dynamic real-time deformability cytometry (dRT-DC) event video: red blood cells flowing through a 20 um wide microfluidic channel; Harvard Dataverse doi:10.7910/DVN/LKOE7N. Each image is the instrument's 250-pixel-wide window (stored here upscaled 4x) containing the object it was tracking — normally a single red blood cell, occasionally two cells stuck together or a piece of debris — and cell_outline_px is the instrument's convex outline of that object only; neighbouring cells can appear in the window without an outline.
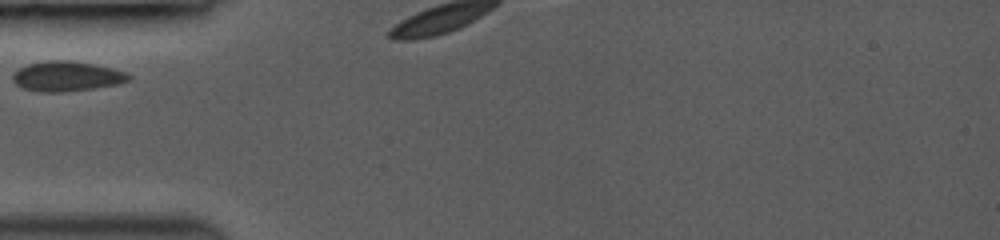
{"species": "common noctule bat (a hibernating species)", "species_latin": "Nyctalus noctula", "temperature_condition": "room temperature", "stored_images_in_passage": 2, "camera_frame_rate_fps": 3000, "um_per_image_px": 0.085, "animal": {"sex": "female", "body_mass_g": 19.0, "forearm_length_mm": 53.3}, "frame": {"image": 1, "passage_image": 1, "time_ms": 0.0, "image_size_px": [1000, 240], "cell_outline_px": [[132, 80], [120, 84], [64, 92], [40, 92], [20, 88], [12, 80], [12, 76], [20, 68], [28, 64], [44, 60], [68, 60], [92, 64], [112, 68], [124, 72], [132, 76]], "centroid_in_image_um": [5.67, 6.49], "position_along_channel_um": 79.3, "area_um2": 20.35}}